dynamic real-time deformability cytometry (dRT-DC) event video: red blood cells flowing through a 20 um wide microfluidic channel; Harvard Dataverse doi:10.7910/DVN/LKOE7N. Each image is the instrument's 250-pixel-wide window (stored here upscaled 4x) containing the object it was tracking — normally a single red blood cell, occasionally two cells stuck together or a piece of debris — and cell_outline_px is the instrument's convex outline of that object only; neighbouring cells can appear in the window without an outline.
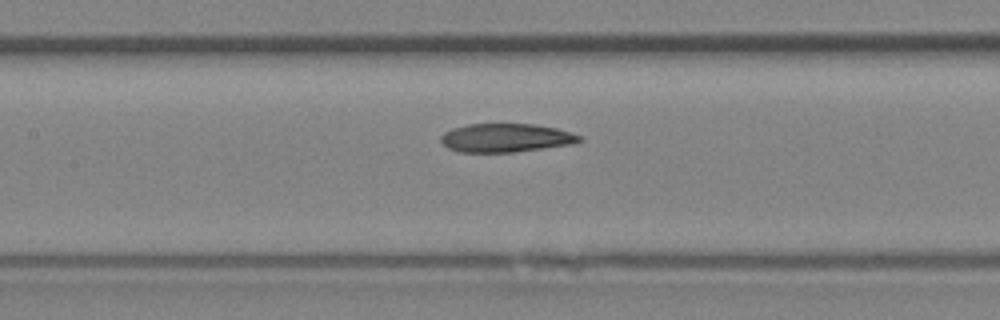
{"species": "Egyptian fruit bat (a non-hibernating species)", "species_latin": "Rousettus aegyptiacus", "temperature_condition": "room temperature", "stored_images_in_passage": 6, "camera_frame_rate_fps": 3000, "um_per_image_px": 0.085, "animal": {"sex": "female"}, "frame": {"image": 1, "passage_image": 6, "time_ms": 1.667, "image_size_px": [1000, 320], "cell_outline_px": [[584, 140], [572, 144], [512, 152], [460, 152], [448, 148], [440, 140], [440, 136], [444, 132], [452, 128], [468, 124], [536, 124], [556, 128], [580, 136]], "centroid_in_image_um": [42.97, 11.71], "position_along_channel_um": 164.4, "area_um2": 22.95}}